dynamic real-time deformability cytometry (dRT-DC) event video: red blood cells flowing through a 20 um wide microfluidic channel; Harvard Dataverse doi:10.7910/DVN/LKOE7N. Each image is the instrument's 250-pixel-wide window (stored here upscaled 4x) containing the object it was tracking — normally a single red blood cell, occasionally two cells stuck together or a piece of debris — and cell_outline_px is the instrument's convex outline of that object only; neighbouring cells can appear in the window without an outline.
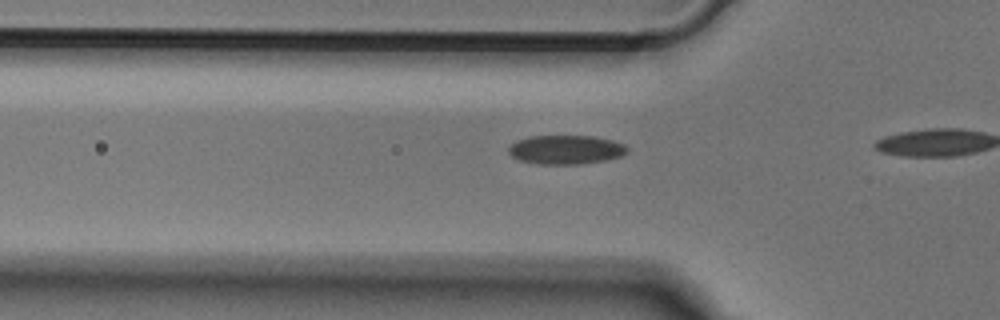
{"species": "Egyptian fruit bat (a non-hibernating species)", "species_latin": "Rousettus aegyptiacus", "temperature_condition": "cold", "stored_images_in_passage": 9, "camera_frame_rate_fps": 3000, "um_per_image_px": 0.085, "animal": {"sex": "male"}, "frame": {"image": 1, "passage_image": 8, "time_ms": 2.333, "image_size_px": [1000, 320], "cell_outline_px": [[628, 152], [624, 156], [604, 160], [580, 164], [536, 164], [520, 160], [512, 156], [508, 152], [508, 148], [516, 140], [528, 136], [592, 136], [612, 140], [624, 144], [628, 148]], "centroid_in_image_um": [48.1, 12.72], "position_along_channel_um": 77.7, "area_um2": 20.17}}